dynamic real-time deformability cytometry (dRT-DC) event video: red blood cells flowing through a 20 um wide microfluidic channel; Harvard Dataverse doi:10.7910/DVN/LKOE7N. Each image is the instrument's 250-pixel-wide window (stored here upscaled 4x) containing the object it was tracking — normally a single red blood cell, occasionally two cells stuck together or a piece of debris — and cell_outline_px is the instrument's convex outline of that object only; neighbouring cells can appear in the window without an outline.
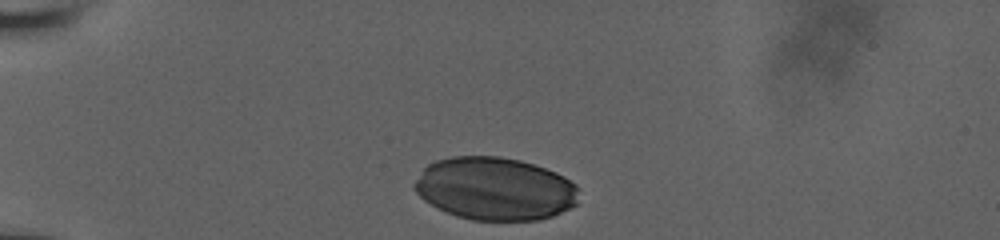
{"species": "human", "species_latin": "Homo sapiens", "temperature_condition": "room temperature", "stored_images_in_passage": 31, "camera_frame_rate_fps": 3000, "um_per_image_px": 0.085, "donor": {"sex": "male"}, "frame": {"image": 1, "passage_image": 1, "time_ms": 0.0, "image_size_px": [1000, 240], "cell_outline_px": [[580, 188], [576, 204], [552, 216], [540, 220], [472, 220], [456, 216], [436, 208], [424, 200], [412, 188], [412, 184], [424, 168], [428, 164], [436, 160], [452, 156], [500, 156], [520, 160], [556, 172], [564, 176], [576, 184]], "centroid_in_image_um": [42.05, 16.04], "position_along_channel_um": 42.9, "area_um2": 60.57}}